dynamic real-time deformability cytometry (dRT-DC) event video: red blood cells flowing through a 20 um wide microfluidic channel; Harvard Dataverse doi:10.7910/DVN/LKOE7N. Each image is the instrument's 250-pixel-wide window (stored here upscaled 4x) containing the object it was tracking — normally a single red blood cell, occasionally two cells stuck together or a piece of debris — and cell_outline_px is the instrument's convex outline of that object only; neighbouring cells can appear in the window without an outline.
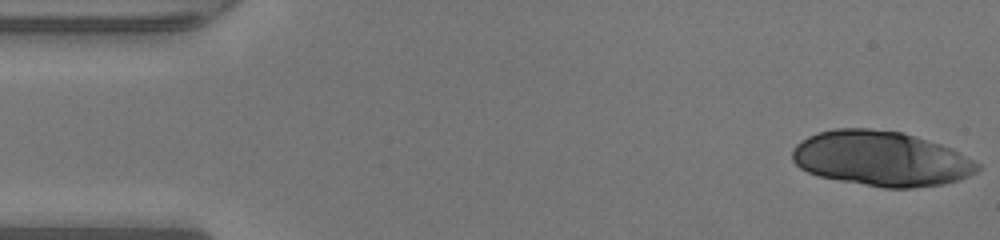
{"species": "human", "species_latin": "Homo sapiens", "temperature_condition": "warm", "stored_images_in_passage": 31, "camera_frame_rate_fps": 3000, "um_per_image_px": 0.085, "donor": {"sex": "male"}, "frame": {"image": 1, "passage_image": 1, "time_ms": 0.0, "image_size_px": [1000, 240], "cell_outline_px": [[984, 168], [960, 180], [944, 184], [912, 188], [884, 188], [840, 180], [820, 176], [808, 172], [800, 168], [792, 160], [792, 148], [796, 144], [808, 136], [820, 132], [836, 128], [868, 128], [900, 132], [916, 136], [952, 148], [980, 164]], "centroid_in_image_um": [74.92, 13.49], "position_along_channel_um": 10.1, "area_um2": 59.42}}
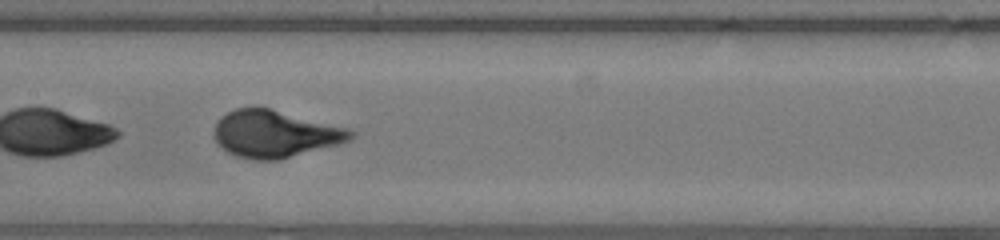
{"frame": {"image": 2, "passage_image": 23, "time_ms": 7.333, "image_size_px": [1000, 240], "cell_outline_px": [[356, 132], [348, 140], [340, 144], [280, 160], [252, 160], [236, 156], [228, 152], [212, 136], [212, 132], [216, 120], [220, 116], [236, 108], [252, 104], [256, 104], [348, 128]], "centroid_in_image_um": [23.32, 11.35], "position_along_channel_um": 184.1, "area_um2": 38.26}}
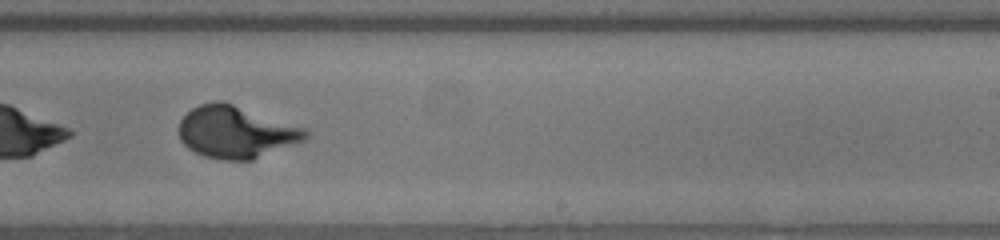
{"frame": {"image": 3, "passage_image": 29, "time_ms": 9.333, "image_size_px": [1000, 240], "cell_outline_px": [[308, 136], [304, 140], [252, 160], [224, 160], [204, 156], [188, 148], [180, 140], [180, 120], [192, 108], [200, 104], [216, 100], [220, 100], [304, 128], [308, 132]], "centroid_in_image_um": [20.03, 11.23], "position_along_channel_um": 269.0, "area_um2": 37.8}}